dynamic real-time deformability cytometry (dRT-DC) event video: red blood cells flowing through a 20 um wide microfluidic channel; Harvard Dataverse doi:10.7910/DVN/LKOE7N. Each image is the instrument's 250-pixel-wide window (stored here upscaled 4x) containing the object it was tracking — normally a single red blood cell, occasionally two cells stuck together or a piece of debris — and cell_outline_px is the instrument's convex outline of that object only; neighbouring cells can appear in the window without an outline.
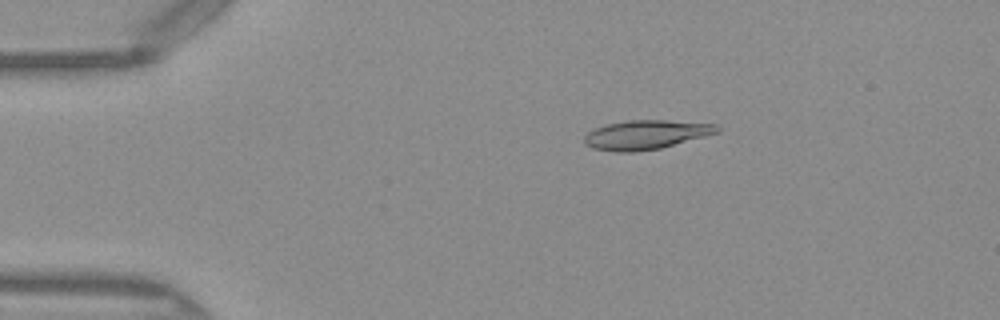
{"species": "Egyptian fruit bat (a non-hibernating species)", "species_latin": "Rousettus aegyptiacus", "temperature_condition": "warm", "stored_images_in_passage": 45, "camera_frame_rate_fps": 3000, "um_per_image_px": 0.085, "frame": {"image": 1, "passage_image": 5, "time_ms": 1.333, "image_size_px": [1000, 320], "cell_outline_px": [[720, 128], [716, 132], [704, 136], [660, 148], [636, 152], [612, 152], [592, 148], [584, 144], [584, 136], [588, 132], [596, 128], [608, 124], [628, 120], [664, 120], [716, 124]], "centroid_in_image_um": [54.84, 11.46], "position_along_channel_um": 30.2, "area_um2": 22.37}}
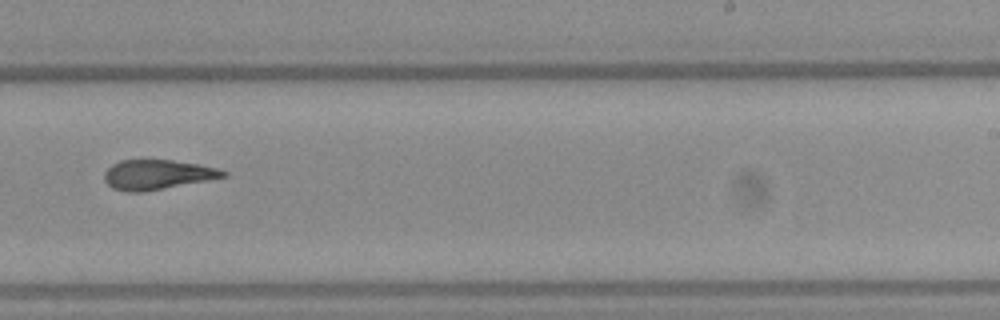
{"frame": {"image": 2, "passage_image": 27, "time_ms": 8.667, "image_size_px": [1000, 320], "cell_outline_px": [[228, 176], [144, 192], [128, 192], [112, 188], [104, 180], [104, 172], [112, 164], [120, 160], [172, 160], [200, 164], [216, 168], [228, 172]], "centroid_in_image_um": [13.36, 14.84], "position_along_channel_um": 275.6, "area_um2": 20.58}}
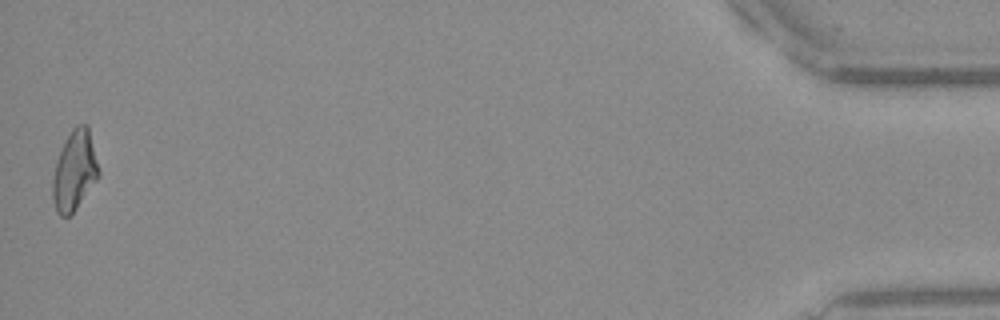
{"frame": {"image": 3, "passage_image": 45, "time_ms": 14.667, "image_size_px": [1000, 320], "cell_outline_px": [[100, 176], [76, 208], [68, 216], [60, 216], [56, 212], [52, 200], [52, 180], [56, 164], [60, 152], [72, 128], [76, 124], [88, 124], [100, 172]], "centroid_in_image_um": [6.34, 14.51], "position_along_channel_um": 428.9, "area_um2": 21.27}, "authors_computed_cell_mechanics": {"area_um2": 21.097, "velocity_mm_per_s": 4.093, "shape_relaxation_time_tau1_ms": null, "shape_relaxation_time_tau2_ms": 2.3981, "deformation_change_tau1": null, "deformation_change_tau2": 0.1044}}